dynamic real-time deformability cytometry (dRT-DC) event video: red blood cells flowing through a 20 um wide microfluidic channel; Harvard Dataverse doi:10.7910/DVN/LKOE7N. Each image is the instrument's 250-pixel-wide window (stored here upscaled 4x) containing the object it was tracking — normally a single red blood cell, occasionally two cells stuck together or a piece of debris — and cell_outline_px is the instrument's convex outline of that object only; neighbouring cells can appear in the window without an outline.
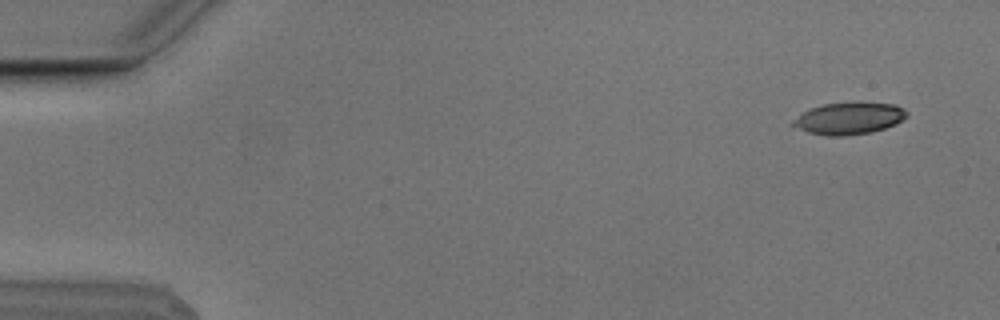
{"species": "Egyptian fruit bat (a non-hibernating species)", "species_latin": "Rousettus aegyptiacus", "temperature_condition": "cold", "stored_images_in_passage": 8, "camera_frame_rate_fps": 3000, "um_per_image_px": 0.085, "animal": {"sex": "male"}, "frame": {"image": 1, "passage_image": 1, "time_ms": 0.0, "image_size_px": [1000, 320], "cell_outline_px": [[908, 116], [896, 124], [872, 132], [844, 136], [828, 136], [808, 132], [792, 124], [792, 120], [804, 112], [812, 108], [824, 104], [860, 100], [896, 104], [904, 108], [908, 112]], "centroid_in_image_um": [72.25, 10.02], "position_along_channel_um": 12.8, "area_um2": 21.62}}
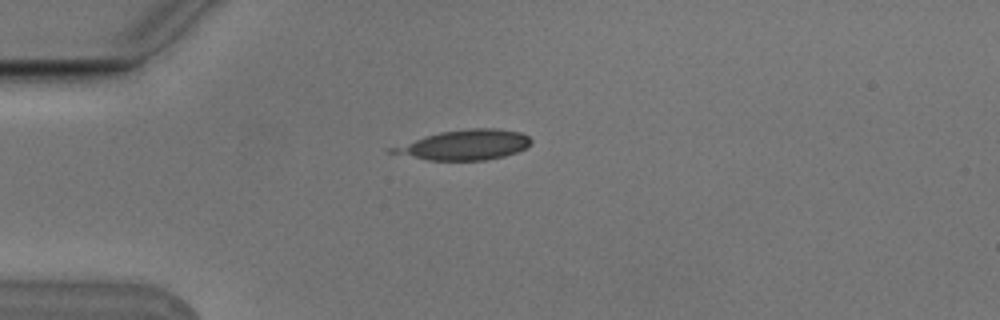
{"frame": {"image": 2, "passage_image": 4, "time_ms": 1.0, "image_size_px": [1000, 320], "cell_outline_px": [[532, 140], [524, 148], [516, 152], [504, 156], [484, 160], [428, 160], [388, 152], [388, 148], [424, 136], [440, 132], [472, 128], [496, 128], [520, 132], [528, 136]], "centroid_in_image_um": [39.46, 12.31], "position_along_channel_um": 45.5, "area_um2": 24.04}}
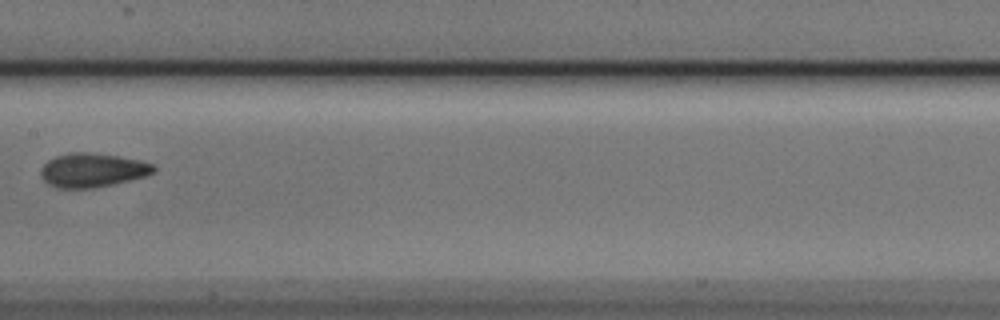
{"frame": {"image": 3, "passage_image": 8, "time_ms": 2.333, "image_size_px": [1000, 320], "cell_outline_px": [[156, 172], [144, 176], [112, 184], [92, 188], [56, 188], [48, 184], [40, 176], [40, 168], [48, 160], [56, 156], [68, 152], [88, 152], [120, 156], [140, 160], [152, 164], [156, 168]], "centroid_in_image_um": [7.82, 14.45], "position_along_channel_um": 199.6, "area_um2": 22.43}}